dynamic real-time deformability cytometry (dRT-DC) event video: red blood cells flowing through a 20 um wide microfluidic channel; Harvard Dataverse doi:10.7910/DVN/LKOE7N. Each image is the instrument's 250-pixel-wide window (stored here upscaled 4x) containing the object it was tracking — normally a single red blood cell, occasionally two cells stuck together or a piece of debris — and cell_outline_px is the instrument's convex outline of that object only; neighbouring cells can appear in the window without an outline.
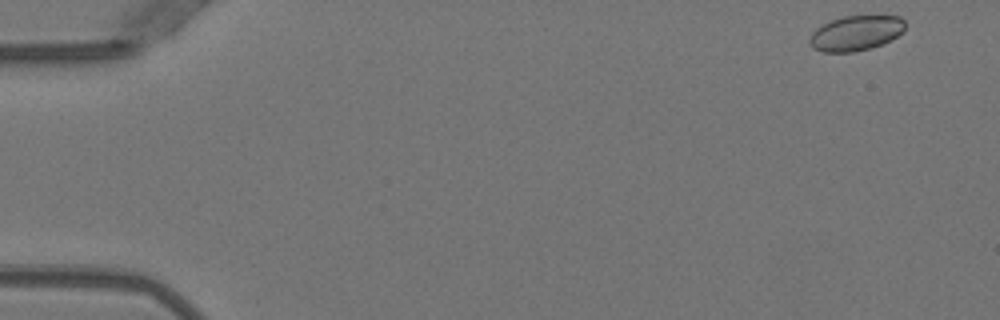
{"species": "Egyptian fruit bat (a non-hibernating species)", "species_latin": "Rousettus aegyptiacus", "temperature_condition": "warm", "stored_images_in_passage": 50, "camera_frame_rate_fps": 3000, "um_per_image_px": 0.085, "animal": {"sex": "female"}, "frame": {"image": 1, "passage_image": 1, "time_ms": 0.0, "image_size_px": [1000, 320], "cell_outline_px": [[904, 32], [884, 44], [852, 52], [824, 52], [812, 48], [808, 40], [812, 32], [816, 28], [832, 20], [844, 16], [900, 16], [904, 20]], "centroid_in_image_um": [72.75, 2.82], "position_along_channel_um": 12.3, "area_um2": 19.48}}
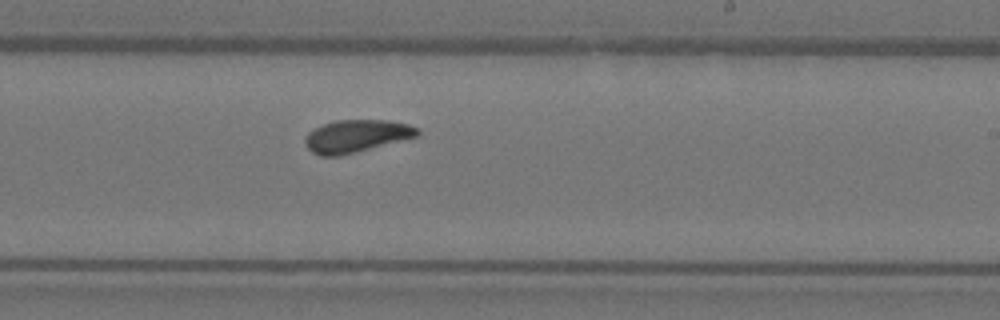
{"frame": {"image": 2, "passage_image": 30, "time_ms": 9.667, "image_size_px": [1000, 320], "cell_outline_px": [[420, 132], [416, 136], [336, 156], [320, 156], [312, 152], [308, 148], [304, 140], [308, 132], [324, 124], [336, 120], [388, 120], [408, 124], [420, 128]], "centroid_in_image_um": [30.27, 11.54], "position_along_channel_um": 258.7, "area_um2": 20.75}}
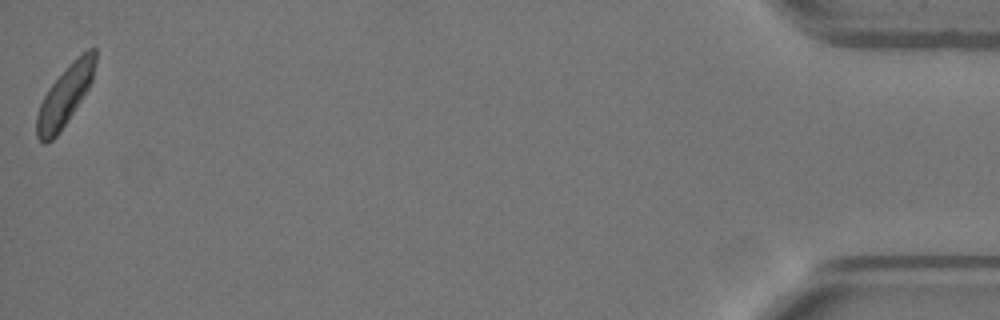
{"frame": {"image": 3, "passage_image": 50, "time_ms": 16.333, "image_size_px": [1000, 320], "cell_outline_px": [[96, 60], [92, 80], [88, 88], [60, 132], [48, 144], [44, 144], [36, 136], [36, 116], [40, 104], [48, 88], [88, 48], [96, 48]], "centroid_in_image_um": [5.49, 8.21], "position_along_channel_um": 429.7, "area_um2": 19.77}, "authors_computed_cell_mechanics": {"area_um2": 20.519, "velocity_mm_per_s": 3.9531, "shape_relaxation_time_tau1_ms": 2.3972, "shape_relaxation_time_tau2_ms": 3.5374, "deformation_change_tau1": 0.0971, "deformation_change_tau2": 0.0982}}